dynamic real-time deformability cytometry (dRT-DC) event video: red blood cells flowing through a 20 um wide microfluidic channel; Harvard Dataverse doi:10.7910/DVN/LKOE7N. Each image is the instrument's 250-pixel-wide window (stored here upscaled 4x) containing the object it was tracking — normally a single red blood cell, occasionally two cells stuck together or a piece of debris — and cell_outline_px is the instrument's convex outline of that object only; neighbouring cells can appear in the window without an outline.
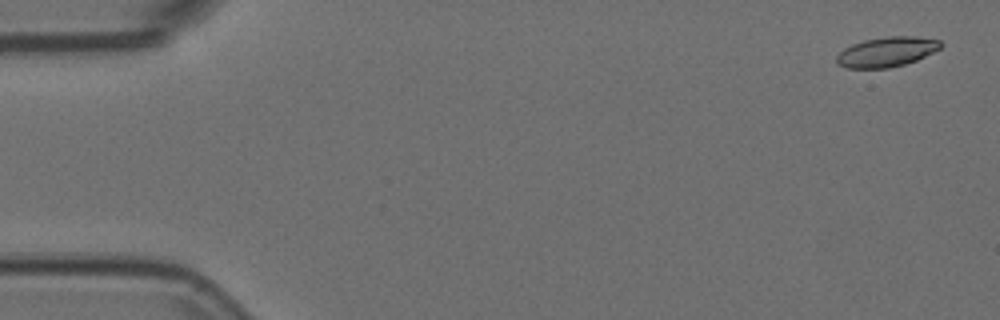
{"species": "Egyptian fruit bat (a non-hibernating species)", "species_latin": "Rousettus aegyptiacus", "temperature_condition": "room temperature", "stored_images_in_passage": 5, "camera_frame_rate_fps": 3000, "um_per_image_px": 0.085, "animal": {"sex": "female"}, "frame": {"image": 1, "passage_image": 1, "time_ms": 0.0, "image_size_px": [1000, 320], "cell_outline_px": [[944, 44], [940, 48], [916, 60], [904, 64], [888, 68], [848, 68], [836, 64], [836, 56], [844, 48], [852, 44], [864, 40], [888, 36], [916, 36], [940, 40]], "centroid_in_image_um": [75.35, 4.4], "position_along_channel_um": 9.6, "area_um2": 18.09}}
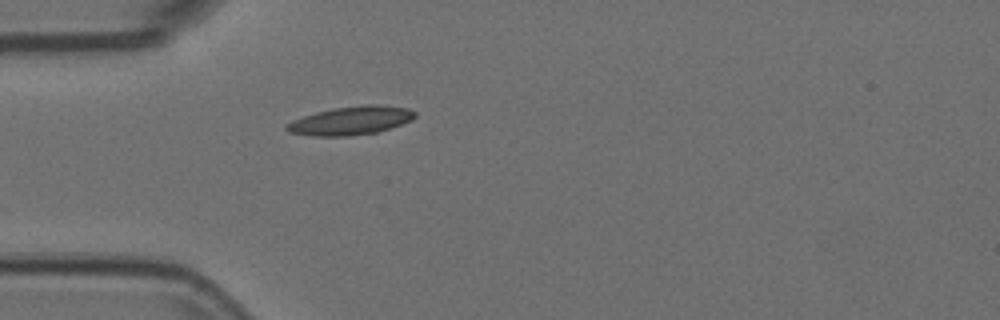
{"frame": {"image": 2, "passage_image": 5, "time_ms": 1.333, "image_size_px": [1000, 320], "cell_outline_px": [[416, 116], [412, 120], [376, 132], [348, 136], [312, 136], [288, 132], [284, 128], [284, 124], [292, 120], [316, 112], [332, 108], [364, 104], [376, 104], [408, 108], [416, 112]], "centroid_in_image_um": [29.78, 10.24], "position_along_channel_um": 55.2, "area_um2": 21.39}}